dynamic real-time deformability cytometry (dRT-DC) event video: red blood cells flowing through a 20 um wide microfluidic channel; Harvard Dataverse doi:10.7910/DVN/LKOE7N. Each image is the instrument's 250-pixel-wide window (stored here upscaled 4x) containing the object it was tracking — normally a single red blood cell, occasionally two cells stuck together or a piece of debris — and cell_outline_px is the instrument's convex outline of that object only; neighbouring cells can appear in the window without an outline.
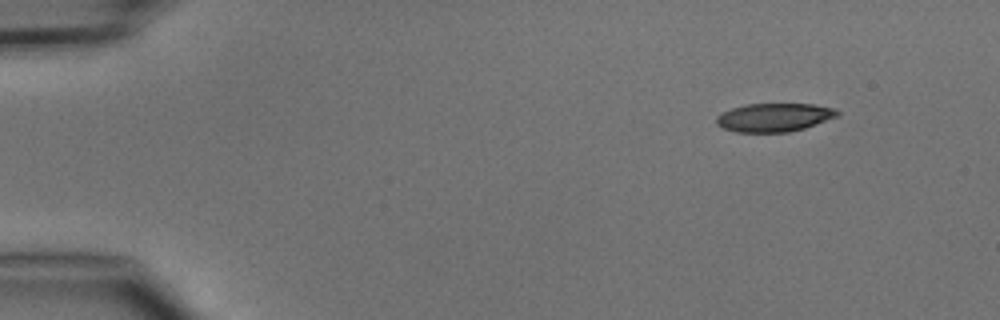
{"species": "common noctule bat (a hibernating species)", "species_latin": "Nyctalus noctula", "temperature_condition": "cold", "stored_images_in_passage": 5, "segment_of_instrument_passage": [2, 2], "camera_frame_rate_fps": 3000, "um_per_image_px": 0.085, "animal": {"sex": "male", "body_mass_g": 15.6}, "frame": {"image": 1, "passage_image": 5, "time_ms": 5.667, "image_size_px": [1000, 320], "cell_outline_px": [[840, 116], [804, 128], [788, 132], [736, 132], [724, 128], [716, 124], [716, 116], [732, 108], [744, 104], [812, 104], [836, 108], [840, 112]], "centroid_in_image_um": [65.84, 9.97], "position_along_channel_um": 19.2, "area_um2": 20.11}}